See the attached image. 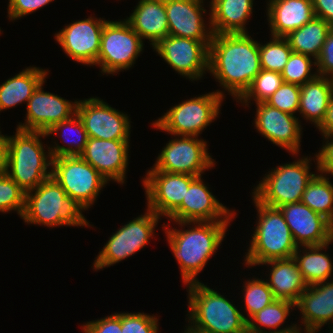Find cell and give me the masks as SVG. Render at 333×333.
Wrapping results in <instances>:
<instances>
[{
  "label": "cell",
  "instance_id": "1",
  "mask_svg": "<svg viewBox=\"0 0 333 333\" xmlns=\"http://www.w3.org/2000/svg\"><path fill=\"white\" fill-rule=\"evenodd\" d=\"M208 71L239 100L261 71L259 43L247 33L213 34Z\"/></svg>",
  "mask_w": 333,
  "mask_h": 333
},
{
  "label": "cell",
  "instance_id": "2",
  "mask_svg": "<svg viewBox=\"0 0 333 333\" xmlns=\"http://www.w3.org/2000/svg\"><path fill=\"white\" fill-rule=\"evenodd\" d=\"M230 222H175L181 227L192 225L187 230L168 228V224L162 225L171 251L180 266L182 282L185 285L199 282L196 276L222 244Z\"/></svg>",
  "mask_w": 333,
  "mask_h": 333
},
{
  "label": "cell",
  "instance_id": "3",
  "mask_svg": "<svg viewBox=\"0 0 333 333\" xmlns=\"http://www.w3.org/2000/svg\"><path fill=\"white\" fill-rule=\"evenodd\" d=\"M46 136L45 132L18 128L15 135L9 136L5 173L25 193L34 190L39 184L52 177L53 158L49 147L46 154L40 139Z\"/></svg>",
  "mask_w": 333,
  "mask_h": 333
},
{
  "label": "cell",
  "instance_id": "4",
  "mask_svg": "<svg viewBox=\"0 0 333 333\" xmlns=\"http://www.w3.org/2000/svg\"><path fill=\"white\" fill-rule=\"evenodd\" d=\"M186 287L189 325L208 333H247L248 316L224 295L200 281Z\"/></svg>",
  "mask_w": 333,
  "mask_h": 333
},
{
  "label": "cell",
  "instance_id": "5",
  "mask_svg": "<svg viewBox=\"0 0 333 333\" xmlns=\"http://www.w3.org/2000/svg\"><path fill=\"white\" fill-rule=\"evenodd\" d=\"M258 212V222L249 245L244 263L249 266L273 259H288L294 256L298 245L295 243L283 213L279 208L260 203L252 195Z\"/></svg>",
  "mask_w": 333,
  "mask_h": 333
},
{
  "label": "cell",
  "instance_id": "6",
  "mask_svg": "<svg viewBox=\"0 0 333 333\" xmlns=\"http://www.w3.org/2000/svg\"><path fill=\"white\" fill-rule=\"evenodd\" d=\"M21 218L27 224L51 228L63 225L91 226L53 177L25 193V208Z\"/></svg>",
  "mask_w": 333,
  "mask_h": 333
},
{
  "label": "cell",
  "instance_id": "7",
  "mask_svg": "<svg viewBox=\"0 0 333 333\" xmlns=\"http://www.w3.org/2000/svg\"><path fill=\"white\" fill-rule=\"evenodd\" d=\"M310 157L282 164L269 171L254 188L253 196L262 204L279 208L300 202L308 183L316 175L310 173Z\"/></svg>",
  "mask_w": 333,
  "mask_h": 333
},
{
  "label": "cell",
  "instance_id": "8",
  "mask_svg": "<svg viewBox=\"0 0 333 333\" xmlns=\"http://www.w3.org/2000/svg\"><path fill=\"white\" fill-rule=\"evenodd\" d=\"M224 96L223 91L216 90L182 101L152 125L171 135L198 137L218 117Z\"/></svg>",
  "mask_w": 333,
  "mask_h": 333
},
{
  "label": "cell",
  "instance_id": "9",
  "mask_svg": "<svg viewBox=\"0 0 333 333\" xmlns=\"http://www.w3.org/2000/svg\"><path fill=\"white\" fill-rule=\"evenodd\" d=\"M52 177L82 212L90 208L108 181L80 156L52 159Z\"/></svg>",
  "mask_w": 333,
  "mask_h": 333
},
{
  "label": "cell",
  "instance_id": "10",
  "mask_svg": "<svg viewBox=\"0 0 333 333\" xmlns=\"http://www.w3.org/2000/svg\"><path fill=\"white\" fill-rule=\"evenodd\" d=\"M143 46V40L125 19L106 21L95 66L101 68L102 74L114 75L128 70L140 56Z\"/></svg>",
  "mask_w": 333,
  "mask_h": 333
},
{
  "label": "cell",
  "instance_id": "11",
  "mask_svg": "<svg viewBox=\"0 0 333 333\" xmlns=\"http://www.w3.org/2000/svg\"><path fill=\"white\" fill-rule=\"evenodd\" d=\"M130 220L111 235L102 251L94 260V270H100L119 263L145 247L161 217L151 211Z\"/></svg>",
  "mask_w": 333,
  "mask_h": 333
},
{
  "label": "cell",
  "instance_id": "12",
  "mask_svg": "<svg viewBox=\"0 0 333 333\" xmlns=\"http://www.w3.org/2000/svg\"><path fill=\"white\" fill-rule=\"evenodd\" d=\"M162 148L156 163L148 171L202 176L206 170L214 167L215 161L208 153L207 142L193 136H177ZM180 138V139H179Z\"/></svg>",
  "mask_w": 333,
  "mask_h": 333
},
{
  "label": "cell",
  "instance_id": "13",
  "mask_svg": "<svg viewBox=\"0 0 333 333\" xmlns=\"http://www.w3.org/2000/svg\"><path fill=\"white\" fill-rule=\"evenodd\" d=\"M210 42L168 35L153 49L173 70L193 81L208 71Z\"/></svg>",
  "mask_w": 333,
  "mask_h": 333
},
{
  "label": "cell",
  "instance_id": "14",
  "mask_svg": "<svg viewBox=\"0 0 333 333\" xmlns=\"http://www.w3.org/2000/svg\"><path fill=\"white\" fill-rule=\"evenodd\" d=\"M76 113L88 138L130 141V119L98 97L78 100Z\"/></svg>",
  "mask_w": 333,
  "mask_h": 333
},
{
  "label": "cell",
  "instance_id": "15",
  "mask_svg": "<svg viewBox=\"0 0 333 333\" xmlns=\"http://www.w3.org/2000/svg\"><path fill=\"white\" fill-rule=\"evenodd\" d=\"M143 178L147 208L168 218L180 205L189 185L197 178L189 174L148 171Z\"/></svg>",
  "mask_w": 333,
  "mask_h": 333
},
{
  "label": "cell",
  "instance_id": "16",
  "mask_svg": "<svg viewBox=\"0 0 333 333\" xmlns=\"http://www.w3.org/2000/svg\"><path fill=\"white\" fill-rule=\"evenodd\" d=\"M106 21L91 16L75 21L56 33L55 39L69 58L93 66L99 55L102 30Z\"/></svg>",
  "mask_w": 333,
  "mask_h": 333
},
{
  "label": "cell",
  "instance_id": "17",
  "mask_svg": "<svg viewBox=\"0 0 333 333\" xmlns=\"http://www.w3.org/2000/svg\"><path fill=\"white\" fill-rule=\"evenodd\" d=\"M202 176L197 177L186 190L181 205L168 217L173 222L195 221H232L236 212L230 211L210 192L202 181Z\"/></svg>",
  "mask_w": 333,
  "mask_h": 333
},
{
  "label": "cell",
  "instance_id": "18",
  "mask_svg": "<svg viewBox=\"0 0 333 333\" xmlns=\"http://www.w3.org/2000/svg\"><path fill=\"white\" fill-rule=\"evenodd\" d=\"M41 83L27 101L25 122L18 129L47 132L53 125L71 118L76 114L78 101L66 100L53 93L44 92Z\"/></svg>",
  "mask_w": 333,
  "mask_h": 333
},
{
  "label": "cell",
  "instance_id": "19",
  "mask_svg": "<svg viewBox=\"0 0 333 333\" xmlns=\"http://www.w3.org/2000/svg\"><path fill=\"white\" fill-rule=\"evenodd\" d=\"M255 104L257 108L254 124L258 132L289 153L299 154L302 133L300 120L295 115L282 112L265 102Z\"/></svg>",
  "mask_w": 333,
  "mask_h": 333
},
{
  "label": "cell",
  "instance_id": "20",
  "mask_svg": "<svg viewBox=\"0 0 333 333\" xmlns=\"http://www.w3.org/2000/svg\"><path fill=\"white\" fill-rule=\"evenodd\" d=\"M279 209L298 246L323 245L333 240V224L301 201Z\"/></svg>",
  "mask_w": 333,
  "mask_h": 333
},
{
  "label": "cell",
  "instance_id": "21",
  "mask_svg": "<svg viewBox=\"0 0 333 333\" xmlns=\"http://www.w3.org/2000/svg\"><path fill=\"white\" fill-rule=\"evenodd\" d=\"M130 141L88 138L80 157L92 165L108 182L123 185L128 166Z\"/></svg>",
  "mask_w": 333,
  "mask_h": 333
},
{
  "label": "cell",
  "instance_id": "22",
  "mask_svg": "<svg viewBox=\"0 0 333 333\" xmlns=\"http://www.w3.org/2000/svg\"><path fill=\"white\" fill-rule=\"evenodd\" d=\"M203 0H165L169 35L198 41H211L213 31L205 25Z\"/></svg>",
  "mask_w": 333,
  "mask_h": 333
},
{
  "label": "cell",
  "instance_id": "23",
  "mask_svg": "<svg viewBox=\"0 0 333 333\" xmlns=\"http://www.w3.org/2000/svg\"><path fill=\"white\" fill-rule=\"evenodd\" d=\"M295 307L302 313L305 333H315L325 324H333V280L308 286Z\"/></svg>",
  "mask_w": 333,
  "mask_h": 333
},
{
  "label": "cell",
  "instance_id": "24",
  "mask_svg": "<svg viewBox=\"0 0 333 333\" xmlns=\"http://www.w3.org/2000/svg\"><path fill=\"white\" fill-rule=\"evenodd\" d=\"M267 6L273 37H286L315 17L311 0H269Z\"/></svg>",
  "mask_w": 333,
  "mask_h": 333
},
{
  "label": "cell",
  "instance_id": "25",
  "mask_svg": "<svg viewBox=\"0 0 333 333\" xmlns=\"http://www.w3.org/2000/svg\"><path fill=\"white\" fill-rule=\"evenodd\" d=\"M125 20L142 40L148 39L152 47L169 35L165 0H140Z\"/></svg>",
  "mask_w": 333,
  "mask_h": 333
},
{
  "label": "cell",
  "instance_id": "26",
  "mask_svg": "<svg viewBox=\"0 0 333 333\" xmlns=\"http://www.w3.org/2000/svg\"><path fill=\"white\" fill-rule=\"evenodd\" d=\"M262 265L271 264L268 286L273 292L276 299H284L296 303L301 294L308 287L299 271L296 260L288 259H273L261 263Z\"/></svg>",
  "mask_w": 333,
  "mask_h": 333
},
{
  "label": "cell",
  "instance_id": "27",
  "mask_svg": "<svg viewBox=\"0 0 333 333\" xmlns=\"http://www.w3.org/2000/svg\"><path fill=\"white\" fill-rule=\"evenodd\" d=\"M254 0H211L210 25L213 34L248 33L246 22Z\"/></svg>",
  "mask_w": 333,
  "mask_h": 333
},
{
  "label": "cell",
  "instance_id": "28",
  "mask_svg": "<svg viewBox=\"0 0 333 333\" xmlns=\"http://www.w3.org/2000/svg\"><path fill=\"white\" fill-rule=\"evenodd\" d=\"M333 95V79L316 76L300 86L299 113L318 128L323 122Z\"/></svg>",
  "mask_w": 333,
  "mask_h": 333
},
{
  "label": "cell",
  "instance_id": "29",
  "mask_svg": "<svg viewBox=\"0 0 333 333\" xmlns=\"http://www.w3.org/2000/svg\"><path fill=\"white\" fill-rule=\"evenodd\" d=\"M48 70L27 67L0 85V111L27 103L36 88L45 81Z\"/></svg>",
  "mask_w": 333,
  "mask_h": 333
},
{
  "label": "cell",
  "instance_id": "30",
  "mask_svg": "<svg viewBox=\"0 0 333 333\" xmlns=\"http://www.w3.org/2000/svg\"><path fill=\"white\" fill-rule=\"evenodd\" d=\"M332 243L333 240L323 245L298 246L294 253L293 258L296 260L299 271L308 286L332 279V259L328 253L326 254V251L325 253L323 252ZM299 247H302L304 251L299 249ZM301 251H303V254Z\"/></svg>",
  "mask_w": 333,
  "mask_h": 333
},
{
  "label": "cell",
  "instance_id": "31",
  "mask_svg": "<svg viewBox=\"0 0 333 333\" xmlns=\"http://www.w3.org/2000/svg\"><path fill=\"white\" fill-rule=\"evenodd\" d=\"M330 27L323 19L314 17L284 38L294 53L311 56L316 61L320 56L326 37L330 33Z\"/></svg>",
  "mask_w": 333,
  "mask_h": 333
},
{
  "label": "cell",
  "instance_id": "32",
  "mask_svg": "<svg viewBox=\"0 0 333 333\" xmlns=\"http://www.w3.org/2000/svg\"><path fill=\"white\" fill-rule=\"evenodd\" d=\"M295 308V303L284 300L276 299L271 304L264 307L258 313L254 314L247 321V333H283L295 329L296 324L280 328L288 319L291 309ZM259 324V325H258ZM270 331H266L264 328ZM279 328V329H278Z\"/></svg>",
  "mask_w": 333,
  "mask_h": 333
},
{
  "label": "cell",
  "instance_id": "33",
  "mask_svg": "<svg viewBox=\"0 0 333 333\" xmlns=\"http://www.w3.org/2000/svg\"><path fill=\"white\" fill-rule=\"evenodd\" d=\"M65 129L67 131L70 130V132L75 131L76 134H78V138H77L78 140L70 139V138H69L70 140H68L67 137L69 135L68 134L69 131L66 133ZM59 131H60V133L62 132L60 137L65 139V140L64 139H62V140L65 141L66 143H68L67 144L68 146L67 147L60 146L58 143L54 142L55 145H53L51 148L49 147L52 158H55L58 156H80V154L85 149V145L87 144L88 136H87V132L84 128V124L81 121V119L79 118V116L77 115V113L74 114L71 118L53 125L46 132V135L50 136L53 133L59 134L58 133Z\"/></svg>",
  "mask_w": 333,
  "mask_h": 333
},
{
  "label": "cell",
  "instance_id": "34",
  "mask_svg": "<svg viewBox=\"0 0 333 333\" xmlns=\"http://www.w3.org/2000/svg\"><path fill=\"white\" fill-rule=\"evenodd\" d=\"M301 202L333 224V184L324 174H316L308 183Z\"/></svg>",
  "mask_w": 333,
  "mask_h": 333
},
{
  "label": "cell",
  "instance_id": "35",
  "mask_svg": "<svg viewBox=\"0 0 333 333\" xmlns=\"http://www.w3.org/2000/svg\"><path fill=\"white\" fill-rule=\"evenodd\" d=\"M283 82L284 80L280 72L261 69L254 78L250 88L237 102L240 101L245 106L248 105L247 107H249L248 103H251V100H254L255 103L265 102L278 90Z\"/></svg>",
  "mask_w": 333,
  "mask_h": 333
},
{
  "label": "cell",
  "instance_id": "36",
  "mask_svg": "<svg viewBox=\"0 0 333 333\" xmlns=\"http://www.w3.org/2000/svg\"><path fill=\"white\" fill-rule=\"evenodd\" d=\"M271 37L269 42L259 43L260 66L263 70L281 73L293 51L284 37Z\"/></svg>",
  "mask_w": 333,
  "mask_h": 333
},
{
  "label": "cell",
  "instance_id": "37",
  "mask_svg": "<svg viewBox=\"0 0 333 333\" xmlns=\"http://www.w3.org/2000/svg\"><path fill=\"white\" fill-rule=\"evenodd\" d=\"M243 287L245 310L250 318L276 300L267 281L262 280V278L249 279L245 281Z\"/></svg>",
  "mask_w": 333,
  "mask_h": 333
},
{
  "label": "cell",
  "instance_id": "38",
  "mask_svg": "<svg viewBox=\"0 0 333 333\" xmlns=\"http://www.w3.org/2000/svg\"><path fill=\"white\" fill-rule=\"evenodd\" d=\"M311 56L294 53L290 55L284 70L281 72L284 82L301 86L313 80L317 73H311L312 66L316 67V61Z\"/></svg>",
  "mask_w": 333,
  "mask_h": 333
},
{
  "label": "cell",
  "instance_id": "39",
  "mask_svg": "<svg viewBox=\"0 0 333 333\" xmlns=\"http://www.w3.org/2000/svg\"><path fill=\"white\" fill-rule=\"evenodd\" d=\"M25 208V192L6 173L0 174V212L16 211L20 217Z\"/></svg>",
  "mask_w": 333,
  "mask_h": 333
},
{
  "label": "cell",
  "instance_id": "40",
  "mask_svg": "<svg viewBox=\"0 0 333 333\" xmlns=\"http://www.w3.org/2000/svg\"><path fill=\"white\" fill-rule=\"evenodd\" d=\"M300 86L283 82L265 103L282 112L294 115L299 111Z\"/></svg>",
  "mask_w": 333,
  "mask_h": 333
},
{
  "label": "cell",
  "instance_id": "41",
  "mask_svg": "<svg viewBox=\"0 0 333 333\" xmlns=\"http://www.w3.org/2000/svg\"><path fill=\"white\" fill-rule=\"evenodd\" d=\"M158 318L146 313H121L123 333H158Z\"/></svg>",
  "mask_w": 333,
  "mask_h": 333
},
{
  "label": "cell",
  "instance_id": "42",
  "mask_svg": "<svg viewBox=\"0 0 333 333\" xmlns=\"http://www.w3.org/2000/svg\"><path fill=\"white\" fill-rule=\"evenodd\" d=\"M81 327L84 333H123L121 331V313L89 321Z\"/></svg>",
  "mask_w": 333,
  "mask_h": 333
},
{
  "label": "cell",
  "instance_id": "43",
  "mask_svg": "<svg viewBox=\"0 0 333 333\" xmlns=\"http://www.w3.org/2000/svg\"><path fill=\"white\" fill-rule=\"evenodd\" d=\"M54 0H9L8 17L16 20L25 15L36 12V10L46 6Z\"/></svg>",
  "mask_w": 333,
  "mask_h": 333
},
{
  "label": "cell",
  "instance_id": "44",
  "mask_svg": "<svg viewBox=\"0 0 333 333\" xmlns=\"http://www.w3.org/2000/svg\"><path fill=\"white\" fill-rule=\"evenodd\" d=\"M316 73L333 79V34L330 32L323 44L320 56L316 60Z\"/></svg>",
  "mask_w": 333,
  "mask_h": 333
},
{
  "label": "cell",
  "instance_id": "45",
  "mask_svg": "<svg viewBox=\"0 0 333 333\" xmlns=\"http://www.w3.org/2000/svg\"><path fill=\"white\" fill-rule=\"evenodd\" d=\"M325 144L320 151L315 155L317 170L321 174H330L333 176V136H324ZM330 140V141H329Z\"/></svg>",
  "mask_w": 333,
  "mask_h": 333
},
{
  "label": "cell",
  "instance_id": "46",
  "mask_svg": "<svg viewBox=\"0 0 333 333\" xmlns=\"http://www.w3.org/2000/svg\"><path fill=\"white\" fill-rule=\"evenodd\" d=\"M315 17L333 25V0H311Z\"/></svg>",
  "mask_w": 333,
  "mask_h": 333
},
{
  "label": "cell",
  "instance_id": "47",
  "mask_svg": "<svg viewBox=\"0 0 333 333\" xmlns=\"http://www.w3.org/2000/svg\"><path fill=\"white\" fill-rule=\"evenodd\" d=\"M318 129L323 136H333V95L329 101L325 118Z\"/></svg>",
  "mask_w": 333,
  "mask_h": 333
},
{
  "label": "cell",
  "instance_id": "48",
  "mask_svg": "<svg viewBox=\"0 0 333 333\" xmlns=\"http://www.w3.org/2000/svg\"><path fill=\"white\" fill-rule=\"evenodd\" d=\"M9 136L2 135L0 131V174L6 172Z\"/></svg>",
  "mask_w": 333,
  "mask_h": 333
},
{
  "label": "cell",
  "instance_id": "49",
  "mask_svg": "<svg viewBox=\"0 0 333 333\" xmlns=\"http://www.w3.org/2000/svg\"><path fill=\"white\" fill-rule=\"evenodd\" d=\"M183 333H208V332H204L202 330H199L197 328H194L193 326L191 325H188L186 327V330L183 332Z\"/></svg>",
  "mask_w": 333,
  "mask_h": 333
},
{
  "label": "cell",
  "instance_id": "50",
  "mask_svg": "<svg viewBox=\"0 0 333 333\" xmlns=\"http://www.w3.org/2000/svg\"><path fill=\"white\" fill-rule=\"evenodd\" d=\"M302 327L300 326H297L295 329H292L290 331H287V332H283V333H301L300 331L302 330L301 329Z\"/></svg>",
  "mask_w": 333,
  "mask_h": 333
},
{
  "label": "cell",
  "instance_id": "51",
  "mask_svg": "<svg viewBox=\"0 0 333 333\" xmlns=\"http://www.w3.org/2000/svg\"><path fill=\"white\" fill-rule=\"evenodd\" d=\"M330 32L333 34V25L330 27Z\"/></svg>",
  "mask_w": 333,
  "mask_h": 333
}]
</instances>
